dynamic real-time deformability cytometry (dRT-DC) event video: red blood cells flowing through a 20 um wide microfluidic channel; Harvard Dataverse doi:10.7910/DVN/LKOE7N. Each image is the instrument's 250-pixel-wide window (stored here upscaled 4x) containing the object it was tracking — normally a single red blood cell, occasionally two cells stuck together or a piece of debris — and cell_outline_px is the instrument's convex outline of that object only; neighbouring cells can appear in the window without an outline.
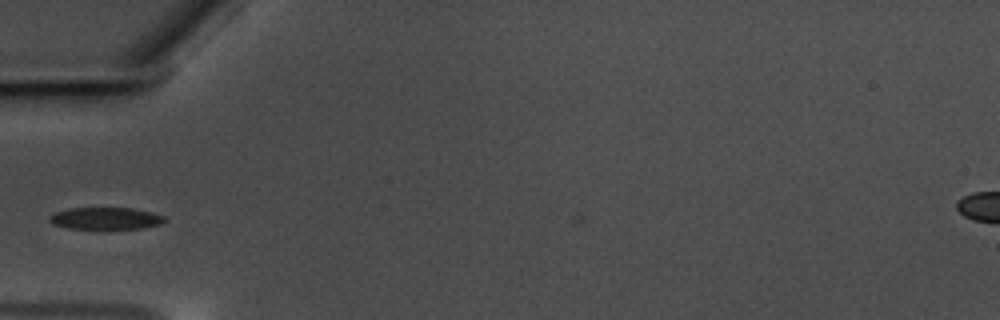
{"species": "common noctule bat (a hibernating species)", "species_latin": "Nyctalus noctula", "temperature_condition": "warm", "stored_images_in_passage": 3, "camera_frame_rate_fps": 3000, "um_per_image_px": 0.085, "animal": {"sex": "male", "body_mass_g": 17.5, "forearm_length_mm": 52.3}, "frame": {"image": 1, "passage_image": 1, "time_ms": 0.0, "image_size_px": [1000, 320], "cell_outline_px": [[164, 220], [160, 224], [140, 228], [68, 228], [52, 224], [48, 220], [48, 216], [56, 212], [68, 208], [132, 208], [152, 212], [164, 216]], "centroid_in_image_um": [8.93, 18.55], "position_along_channel_um": 76.1, "area_um2": 14.57}}